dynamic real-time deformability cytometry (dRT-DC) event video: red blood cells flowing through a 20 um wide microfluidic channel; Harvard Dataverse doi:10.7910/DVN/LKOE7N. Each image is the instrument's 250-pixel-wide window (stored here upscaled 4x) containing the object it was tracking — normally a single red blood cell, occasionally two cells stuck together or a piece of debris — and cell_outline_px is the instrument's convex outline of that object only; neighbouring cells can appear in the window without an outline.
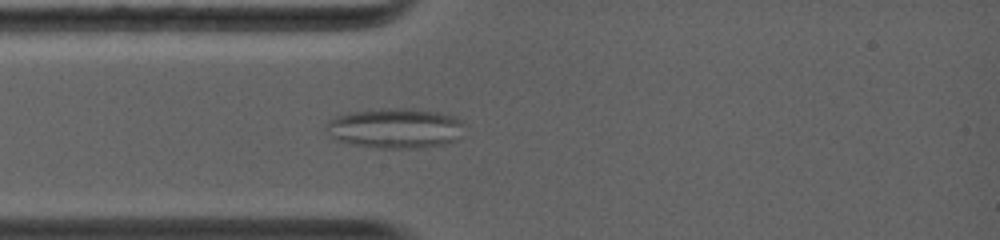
{"species": "common noctule bat (a hibernating species)", "species_latin": "Nyctalus noctula", "temperature_condition": "warm", "stored_images_in_passage": 70, "camera_frame_rate_fps": 5000, "um_per_image_px": 0.085, "animal": {"sex": "female", "body_mass_g": 19.0, "forearm_length_mm": 56.7}, "frame": {"image": 1, "passage_image": 16, "time_ms": 2.8, "image_size_px": [1000, 240], "cell_outline_px": [[464, 120], [452, 140], [444, 144], [408, 148], [380, 148], [352, 144], [336, 140], [328, 136], [328, 120], [336, 116], [348, 112], [388, 108], [412, 108], [436, 112], [456, 116]], "centroid_in_image_um": [33.51, 10.88], "position_along_channel_um": 51.5, "area_um2": 31.73}}
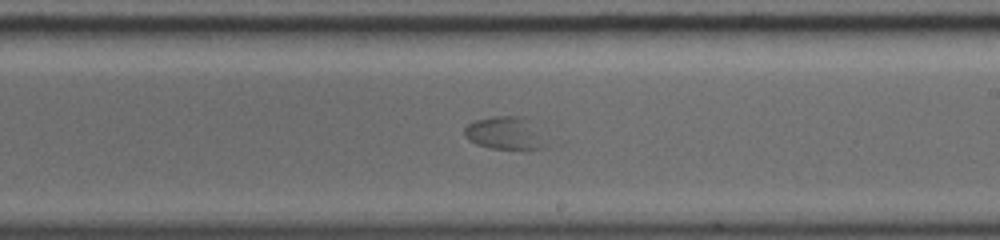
{"frame": {"image": 2, "passage_image": 41, "time_ms": 7.4, "image_size_px": [1000, 240], "cell_outline_px": [[544, 148], [488, 148], [476, 144], [468, 140], [464, 136], [464, 128], [468, 124], [476, 120], [492, 116], [524, 116], [544, 120]], "centroid_in_image_um": [43.07, 11.25], "position_along_channel_um": 245.9, "area_um2": 16.53}}
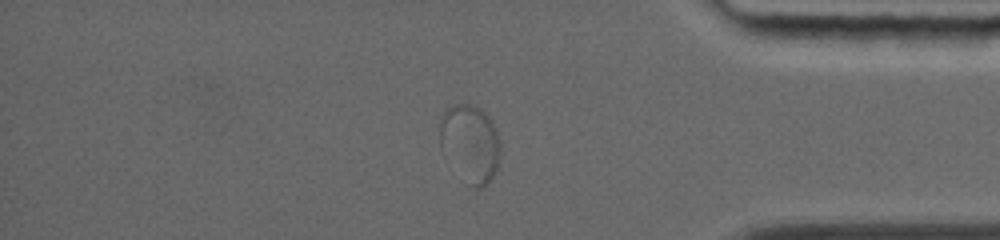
{"frame": {"image": 3, "passage_image": 63, "time_ms": 11.4, "image_size_px": [1000, 240], "cell_outline_px": [[500, 156], [496, 172], [480, 188], [472, 188], [468, 184], [440, 148], [440, 112], [452, 104], [472, 104], [480, 108], [492, 120], [496, 128], [500, 144]], "centroid_in_image_um": [39.96, 12.13], "position_along_channel_um": 395.2, "area_um2": 27.46}}